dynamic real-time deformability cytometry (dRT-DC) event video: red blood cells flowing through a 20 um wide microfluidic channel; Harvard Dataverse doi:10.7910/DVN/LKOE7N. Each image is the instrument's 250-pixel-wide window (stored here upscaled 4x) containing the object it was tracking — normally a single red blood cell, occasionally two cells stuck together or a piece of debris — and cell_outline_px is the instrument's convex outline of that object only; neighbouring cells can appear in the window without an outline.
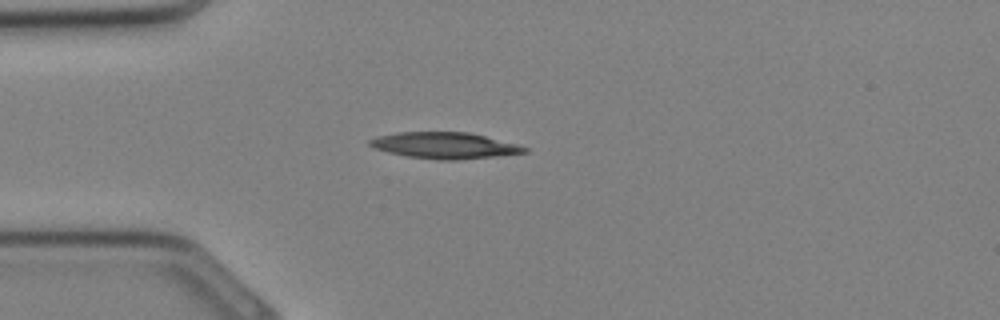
{"species": "Egyptian fruit bat (a non-hibernating species)", "species_latin": "Rousettus aegyptiacus", "temperature_condition": "cold", "stored_images_in_passage": 23, "camera_frame_rate_fps": 3000, "um_per_image_px": 0.085, "animal": {"sex": "female"}, "frame": {"image": 1, "passage_image": 1, "time_ms": 0.0, "image_size_px": [1000, 320], "cell_outline_px": [[528, 152], [496, 156], [456, 160], [440, 160], [408, 156], [388, 152], [372, 148], [368, 144], [368, 140], [376, 136], [396, 132], [468, 132], [516, 144], [528, 148]], "centroid_in_image_um": [37.74, 12.36], "position_along_channel_um": 47.3, "area_um2": 23.58}}
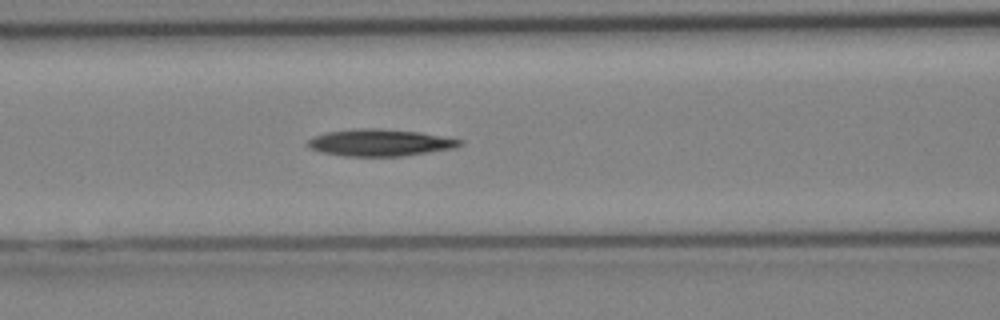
{"frame": {"image": 2, "passage_image": 6, "time_ms": 1.667, "image_size_px": [1000, 320], "cell_outline_px": [[464, 144], [456, 148], [404, 156], [348, 156], [324, 152], [312, 148], [308, 144], [308, 140], [324, 132], [352, 128], [380, 128], [420, 132], [464, 140]], "centroid_in_image_um": [32.38, 12.11], "position_along_channel_um": 134.2, "area_um2": 23.87}}
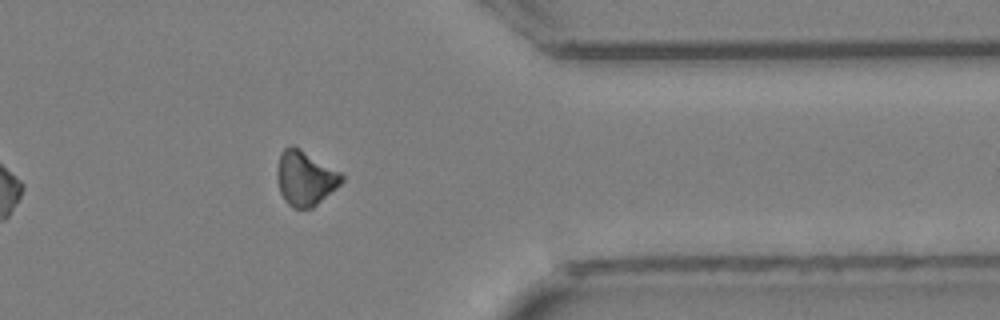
{"frame": {"image": 3, "passage_image": 19, "time_ms": 6.0, "image_size_px": [1000, 320], "cell_outline_px": [[344, 180], [336, 188], [312, 208], [292, 208], [284, 200], [280, 192], [276, 180], [276, 168], [280, 152], [284, 148], [292, 144], [300, 148], [340, 172], [344, 176]], "centroid_in_image_um": [25.9, 15.13], "position_along_channel_um": 385.5, "area_um2": 20.75}}